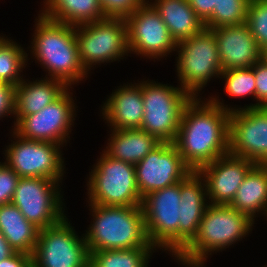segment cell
<instances>
[{
  "mask_svg": "<svg viewBox=\"0 0 267 267\" xmlns=\"http://www.w3.org/2000/svg\"><path fill=\"white\" fill-rule=\"evenodd\" d=\"M229 206L253 221L259 213L267 216V167L256 164L248 172Z\"/></svg>",
  "mask_w": 267,
  "mask_h": 267,
  "instance_id": "603a6c76",
  "label": "cell"
},
{
  "mask_svg": "<svg viewBox=\"0 0 267 267\" xmlns=\"http://www.w3.org/2000/svg\"><path fill=\"white\" fill-rule=\"evenodd\" d=\"M176 53L179 85L193 98L203 97L200 91L222 73L214 33L204 28L197 35L177 42Z\"/></svg>",
  "mask_w": 267,
  "mask_h": 267,
  "instance_id": "8992f818",
  "label": "cell"
},
{
  "mask_svg": "<svg viewBox=\"0 0 267 267\" xmlns=\"http://www.w3.org/2000/svg\"><path fill=\"white\" fill-rule=\"evenodd\" d=\"M252 69L254 70L255 75V100L257 103H251L249 105H245L244 107H229L228 105H225L223 99L221 101L217 95L210 96L208 99L213 104L227 110L228 112L246 108H267V63H265L263 60H260L252 66Z\"/></svg>",
  "mask_w": 267,
  "mask_h": 267,
  "instance_id": "4dcf8cb0",
  "label": "cell"
},
{
  "mask_svg": "<svg viewBox=\"0 0 267 267\" xmlns=\"http://www.w3.org/2000/svg\"><path fill=\"white\" fill-rule=\"evenodd\" d=\"M148 1H151L150 3L159 12L176 43L197 35L205 28L187 0Z\"/></svg>",
  "mask_w": 267,
  "mask_h": 267,
  "instance_id": "cb8c5ba5",
  "label": "cell"
},
{
  "mask_svg": "<svg viewBox=\"0 0 267 267\" xmlns=\"http://www.w3.org/2000/svg\"><path fill=\"white\" fill-rule=\"evenodd\" d=\"M217 40L222 72L249 68L262 60V48L246 23L210 29Z\"/></svg>",
  "mask_w": 267,
  "mask_h": 267,
  "instance_id": "ac0fdd59",
  "label": "cell"
},
{
  "mask_svg": "<svg viewBox=\"0 0 267 267\" xmlns=\"http://www.w3.org/2000/svg\"><path fill=\"white\" fill-rule=\"evenodd\" d=\"M155 248L102 250L90 253V267H148Z\"/></svg>",
  "mask_w": 267,
  "mask_h": 267,
  "instance_id": "83f0119b",
  "label": "cell"
},
{
  "mask_svg": "<svg viewBox=\"0 0 267 267\" xmlns=\"http://www.w3.org/2000/svg\"><path fill=\"white\" fill-rule=\"evenodd\" d=\"M229 153L256 164L267 157V108L230 112Z\"/></svg>",
  "mask_w": 267,
  "mask_h": 267,
  "instance_id": "2e32d148",
  "label": "cell"
},
{
  "mask_svg": "<svg viewBox=\"0 0 267 267\" xmlns=\"http://www.w3.org/2000/svg\"><path fill=\"white\" fill-rule=\"evenodd\" d=\"M256 165L251 160L228 153L202 166L209 204L229 205L248 172Z\"/></svg>",
  "mask_w": 267,
  "mask_h": 267,
  "instance_id": "e0dca14e",
  "label": "cell"
},
{
  "mask_svg": "<svg viewBox=\"0 0 267 267\" xmlns=\"http://www.w3.org/2000/svg\"><path fill=\"white\" fill-rule=\"evenodd\" d=\"M180 204V182L149 193L141 203L150 244L174 258L179 254Z\"/></svg>",
  "mask_w": 267,
  "mask_h": 267,
  "instance_id": "9c48e42d",
  "label": "cell"
},
{
  "mask_svg": "<svg viewBox=\"0 0 267 267\" xmlns=\"http://www.w3.org/2000/svg\"><path fill=\"white\" fill-rule=\"evenodd\" d=\"M39 230L14 204L0 205V232L15 251L32 255Z\"/></svg>",
  "mask_w": 267,
  "mask_h": 267,
  "instance_id": "484cf974",
  "label": "cell"
},
{
  "mask_svg": "<svg viewBox=\"0 0 267 267\" xmlns=\"http://www.w3.org/2000/svg\"><path fill=\"white\" fill-rule=\"evenodd\" d=\"M61 184L46 178H20L11 203L39 229L55 225L66 216Z\"/></svg>",
  "mask_w": 267,
  "mask_h": 267,
  "instance_id": "7c38bea8",
  "label": "cell"
},
{
  "mask_svg": "<svg viewBox=\"0 0 267 267\" xmlns=\"http://www.w3.org/2000/svg\"><path fill=\"white\" fill-rule=\"evenodd\" d=\"M249 216L229 205L209 204L198 226L194 239L175 257L184 267H203L214 251H224L229 246L249 236L254 229ZM247 235V236H246Z\"/></svg>",
  "mask_w": 267,
  "mask_h": 267,
  "instance_id": "3957f363",
  "label": "cell"
},
{
  "mask_svg": "<svg viewBox=\"0 0 267 267\" xmlns=\"http://www.w3.org/2000/svg\"><path fill=\"white\" fill-rule=\"evenodd\" d=\"M201 99L192 98L185 106L173 142L193 171L229 153L230 112Z\"/></svg>",
  "mask_w": 267,
  "mask_h": 267,
  "instance_id": "6da1fadb",
  "label": "cell"
},
{
  "mask_svg": "<svg viewBox=\"0 0 267 267\" xmlns=\"http://www.w3.org/2000/svg\"><path fill=\"white\" fill-rule=\"evenodd\" d=\"M34 22L29 53L48 73L45 77L63 81L72 88L87 80L90 75L79 60L76 26L52 21L40 13Z\"/></svg>",
  "mask_w": 267,
  "mask_h": 267,
  "instance_id": "7a4b0ae2",
  "label": "cell"
},
{
  "mask_svg": "<svg viewBox=\"0 0 267 267\" xmlns=\"http://www.w3.org/2000/svg\"><path fill=\"white\" fill-rule=\"evenodd\" d=\"M70 89L73 91L72 87H69L58 99L38 113L22 117L13 125V130L29 140L66 146L77 117V105Z\"/></svg>",
  "mask_w": 267,
  "mask_h": 267,
  "instance_id": "4fadbf2b",
  "label": "cell"
},
{
  "mask_svg": "<svg viewBox=\"0 0 267 267\" xmlns=\"http://www.w3.org/2000/svg\"><path fill=\"white\" fill-rule=\"evenodd\" d=\"M156 82L149 79L142 81L144 115L140 129L160 142L173 143L183 110L193 97L180 85L175 87Z\"/></svg>",
  "mask_w": 267,
  "mask_h": 267,
  "instance_id": "52a82bcc",
  "label": "cell"
},
{
  "mask_svg": "<svg viewBox=\"0 0 267 267\" xmlns=\"http://www.w3.org/2000/svg\"><path fill=\"white\" fill-rule=\"evenodd\" d=\"M0 267H31V255L15 251L10 257L0 261Z\"/></svg>",
  "mask_w": 267,
  "mask_h": 267,
  "instance_id": "8d00e7d4",
  "label": "cell"
},
{
  "mask_svg": "<svg viewBox=\"0 0 267 267\" xmlns=\"http://www.w3.org/2000/svg\"><path fill=\"white\" fill-rule=\"evenodd\" d=\"M111 133L103 150L109 157L136 165L161 142L140 128L110 129Z\"/></svg>",
  "mask_w": 267,
  "mask_h": 267,
  "instance_id": "7402d4cb",
  "label": "cell"
},
{
  "mask_svg": "<svg viewBox=\"0 0 267 267\" xmlns=\"http://www.w3.org/2000/svg\"><path fill=\"white\" fill-rule=\"evenodd\" d=\"M23 80L15 86V125L22 117L38 113L58 99L69 87L58 79Z\"/></svg>",
  "mask_w": 267,
  "mask_h": 267,
  "instance_id": "44dd1931",
  "label": "cell"
},
{
  "mask_svg": "<svg viewBox=\"0 0 267 267\" xmlns=\"http://www.w3.org/2000/svg\"><path fill=\"white\" fill-rule=\"evenodd\" d=\"M6 116H15V86L0 82V120Z\"/></svg>",
  "mask_w": 267,
  "mask_h": 267,
  "instance_id": "e575fe53",
  "label": "cell"
},
{
  "mask_svg": "<svg viewBox=\"0 0 267 267\" xmlns=\"http://www.w3.org/2000/svg\"><path fill=\"white\" fill-rule=\"evenodd\" d=\"M179 253L194 239L209 205L204 178L192 171L180 181Z\"/></svg>",
  "mask_w": 267,
  "mask_h": 267,
  "instance_id": "ffe728a7",
  "label": "cell"
},
{
  "mask_svg": "<svg viewBox=\"0 0 267 267\" xmlns=\"http://www.w3.org/2000/svg\"><path fill=\"white\" fill-rule=\"evenodd\" d=\"M14 139L3 151L4 161L20 178H46L62 182L66 163L62 145L29 140L19 136L13 129Z\"/></svg>",
  "mask_w": 267,
  "mask_h": 267,
  "instance_id": "8fae6325",
  "label": "cell"
},
{
  "mask_svg": "<svg viewBox=\"0 0 267 267\" xmlns=\"http://www.w3.org/2000/svg\"><path fill=\"white\" fill-rule=\"evenodd\" d=\"M43 5V17L72 26L107 18L99 0H43Z\"/></svg>",
  "mask_w": 267,
  "mask_h": 267,
  "instance_id": "d4e9b609",
  "label": "cell"
},
{
  "mask_svg": "<svg viewBox=\"0 0 267 267\" xmlns=\"http://www.w3.org/2000/svg\"><path fill=\"white\" fill-rule=\"evenodd\" d=\"M92 221L84 236L89 253L102 250L154 248L147 237L141 206L88 203Z\"/></svg>",
  "mask_w": 267,
  "mask_h": 267,
  "instance_id": "277c9868",
  "label": "cell"
},
{
  "mask_svg": "<svg viewBox=\"0 0 267 267\" xmlns=\"http://www.w3.org/2000/svg\"><path fill=\"white\" fill-rule=\"evenodd\" d=\"M79 60L90 74L92 67L123 60L129 56L125 18L107 17L76 26Z\"/></svg>",
  "mask_w": 267,
  "mask_h": 267,
  "instance_id": "ba28073f",
  "label": "cell"
},
{
  "mask_svg": "<svg viewBox=\"0 0 267 267\" xmlns=\"http://www.w3.org/2000/svg\"><path fill=\"white\" fill-rule=\"evenodd\" d=\"M87 177V202L103 206H141L135 165L109 157L103 150Z\"/></svg>",
  "mask_w": 267,
  "mask_h": 267,
  "instance_id": "5b68a950",
  "label": "cell"
},
{
  "mask_svg": "<svg viewBox=\"0 0 267 267\" xmlns=\"http://www.w3.org/2000/svg\"><path fill=\"white\" fill-rule=\"evenodd\" d=\"M15 250L10 246L6 238L0 232V261L10 257Z\"/></svg>",
  "mask_w": 267,
  "mask_h": 267,
  "instance_id": "74e56055",
  "label": "cell"
},
{
  "mask_svg": "<svg viewBox=\"0 0 267 267\" xmlns=\"http://www.w3.org/2000/svg\"><path fill=\"white\" fill-rule=\"evenodd\" d=\"M250 0H215L212 17L204 24L207 29L246 23Z\"/></svg>",
  "mask_w": 267,
  "mask_h": 267,
  "instance_id": "f1b7e54d",
  "label": "cell"
},
{
  "mask_svg": "<svg viewBox=\"0 0 267 267\" xmlns=\"http://www.w3.org/2000/svg\"><path fill=\"white\" fill-rule=\"evenodd\" d=\"M219 78L224 79V91L229 97L245 98L251 96L255 99L256 85L252 67L225 70Z\"/></svg>",
  "mask_w": 267,
  "mask_h": 267,
  "instance_id": "f546056e",
  "label": "cell"
},
{
  "mask_svg": "<svg viewBox=\"0 0 267 267\" xmlns=\"http://www.w3.org/2000/svg\"><path fill=\"white\" fill-rule=\"evenodd\" d=\"M146 0H99L106 17L126 18Z\"/></svg>",
  "mask_w": 267,
  "mask_h": 267,
  "instance_id": "d6a6232c",
  "label": "cell"
},
{
  "mask_svg": "<svg viewBox=\"0 0 267 267\" xmlns=\"http://www.w3.org/2000/svg\"><path fill=\"white\" fill-rule=\"evenodd\" d=\"M246 24L252 35L263 48L267 45V2L250 0Z\"/></svg>",
  "mask_w": 267,
  "mask_h": 267,
  "instance_id": "1f68e13d",
  "label": "cell"
},
{
  "mask_svg": "<svg viewBox=\"0 0 267 267\" xmlns=\"http://www.w3.org/2000/svg\"><path fill=\"white\" fill-rule=\"evenodd\" d=\"M65 216L57 224L39 230L31 255V267H90L84 233L79 236Z\"/></svg>",
  "mask_w": 267,
  "mask_h": 267,
  "instance_id": "30bf717a",
  "label": "cell"
},
{
  "mask_svg": "<svg viewBox=\"0 0 267 267\" xmlns=\"http://www.w3.org/2000/svg\"><path fill=\"white\" fill-rule=\"evenodd\" d=\"M113 91L101 105L103 121L110 129L140 128L144 115L142 81L127 82Z\"/></svg>",
  "mask_w": 267,
  "mask_h": 267,
  "instance_id": "d6986e66",
  "label": "cell"
},
{
  "mask_svg": "<svg viewBox=\"0 0 267 267\" xmlns=\"http://www.w3.org/2000/svg\"><path fill=\"white\" fill-rule=\"evenodd\" d=\"M262 60L267 63V45L262 48Z\"/></svg>",
  "mask_w": 267,
  "mask_h": 267,
  "instance_id": "f35d334b",
  "label": "cell"
},
{
  "mask_svg": "<svg viewBox=\"0 0 267 267\" xmlns=\"http://www.w3.org/2000/svg\"><path fill=\"white\" fill-rule=\"evenodd\" d=\"M260 165L267 167V157L260 163Z\"/></svg>",
  "mask_w": 267,
  "mask_h": 267,
  "instance_id": "ab89813d",
  "label": "cell"
},
{
  "mask_svg": "<svg viewBox=\"0 0 267 267\" xmlns=\"http://www.w3.org/2000/svg\"><path fill=\"white\" fill-rule=\"evenodd\" d=\"M5 36L0 35V82L17 86L24 80L21 72L30 60L29 53L25 52L22 45Z\"/></svg>",
  "mask_w": 267,
  "mask_h": 267,
  "instance_id": "4316f807",
  "label": "cell"
},
{
  "mask_svg": "<svg viewBox=\"0 0 267 267\" xmlns=\"http://www.w3.org/2000/svg\"><path fill=\"white\" fill-rule=\"evenodd\" d=\"M125 20L129 54L154 59L155 62V59L161 60L176 51V41L150 1L146 0Z\"/></svg>",
  "mask_w": 267,
  "mask_h": 267,
  "instance_id": "5bb4252c",
  "label": "cell"
},
{
  "mask_svg": "<svg viewBox=\"0 0 267 267\" xmlns=\"http://www.w3.org/2000/svg\"><path fill=\"white\" fill-rule=\"evenodd\" d=\"M198 18L205 24L211 17L215 8V0H187Z\"/></svg>",
  "mask_w": 267,
  "mask_h": 267,
  "instance_id": "d590c367",
  "label": "cell"
},
{
  "mask_svg": "<svg viewBox=\"0 0 267 267\" xmlns=\"http://www.w3.org/2000/svg\"><path fill=\"white\" fill-rule=\"evenodd\" d=\"M192 171L173 143L161 142L135 165L136 184L143 198L182 181Z\"/></svg>",
  "mask_w": 267,
  "mask_h": 267,
  "instance_id": "9a60e30c",
  "label": "cell"
},
{
  "mask_svg": "<svg viewBox=\"0 0 267 267\" xmlns=\"http://www.w3.org/2000/svg\"><path fill=\"white\" fill-rule=\"evenodd\" d=\"M20 177L5 162H0V205L11 203Z\"/></svg>",
  "mask_w": 267,
  "mask_h": 267,
  "instance_id": "836d02e7",
  "label": "cell"
}]
</instances>
